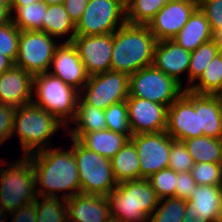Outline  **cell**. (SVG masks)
<instances>
[{
  "mask_svg": "<svg viewBox=\"0 0 222 222\" xmlns=\"http://www.w3.org/2000/svg\"><path fill=\"white\" fill-rule=\"evenodd\" d=\"M213 40H214L218 45H221V44H222V29L217 30V31L213 34Z\"/></svg>",
  "mask_w": 222,
  "mask_h": 222,
  "instance_id": "681fc988",
  "label": "cell"
},
{
  "mask_svg": "<svg viewBox=\"0 0 222 222\" xmlns=\"http://www.w3.org/2000/svg\"><path fill=\"white\" fill-rule=\"evenodd\" d=\"M15 63L7 56L0 53V75L9 70Z\"/></svg>",
  "mask_w": 222,
  "mask_h": 222,
  "instance_id": "bcb514c9",
  "label": "cell"
},
{
  "mask_svg": "<svg viewBox=\"0 0 222 222\" xmlns=\"http://www.w3.org/2000/svg\"><path fill=\"white\" fill-rule=\"evenodd\" d=\"M82 94H85L81 98L87 104L105 110L110 105L128 98L129 75L113 70L91 75L82 88L80 96H83Z\"/></svg>",
  "mask_w": 222,
  "mask_h": 222,
  "instance_id": "30bf717a",
  "label": "cell"
},
{
  "mask_svg": "<svg viewBox=\"0 0 222 222\" xmlns=\"http://www.w3.org/2000/svg\"><path fill=\"white\" fill-rule=\"evenodd\" d=\"M46 10L47 4L42 0L24 6H11V12L16 13L12 14V23L20 31H43Z\"/></svg>",
  "mask_w": 222,
  "mask_h": 222,
  "instance_id": "f1b7e54d",
  "label": "cell"
},
{
  "mask_svg": "<svg viewBox=\"0 0 222 222\" xmlns=\"http://www.w3.org/2000/svg\"><path fill=\"white\" fill-rule=\"evenodd\" d=\"M108 222H126L125 220L123 219H118V218H115V217H110Z\"/></svg>",
  "mask_w": 222,
  "mask_h": 222,
  "instance_id": "11a10c76",
  "label": "cell"
},
{
  "mask_svg": "<svg viewBox=\"0 0 222 222\" xmlns=\"http://www.w3.org/2000/svg\"><path fill=\"white\" fill-rule=\"evenodd\" d=\"M43 31H21L15 65L33 76L49 71L59 44Z\"/></svg>",
  "mask_w": 222,
  "mask_h": 222,
  "instance_id": "8fae6325",
  "label": "cell"
},
{
  "mask_svg": "<svg viewBox=\"0 0 222 222\" xmlns=\"http://www.w3.org/2000/svg\"><path fill=\"white\" fill-rule=\"evenodd\" d=\"M0 3L6 5L11 10L12 0H0Z\"/></svg>",
  "mask_w": 222,
  "mask_h": 222,
  "instance_id": "db71d44e",
  "label": "cell"
},
{
  "mask_svg": "<svg viewBox=\"0 0 222 222\" xmlns=\"http://www.w3.org/2000/svg\"><path fill=\"white\" fill-rule=\"evenodd\" d=\"M10 214L12 216L11 222H36V204L33 202L22 206Z\"/></svg>",
  "mask_w": 222,
  "mask_h": 222,
  "instance_id": "ee69618b",
  "label": "cell"
},
{
  "mask_svg": "<svg viewBox=\"0 0 222 222\" xmlns=\"http://www.w3.org/2000/svg\"><path fill=\"white\" fill-rule=\"evenodd\" d=\"M126 103L132 135L166 130L167 106L139 97H128Z\"/></svg>",
  "mask_w": 222,
  "mask_h": 222,
  "instance_id": "2e32d148",
  "label": "cell"
},
{
  "mask_svg": "<svg viewBox=\"0 0 222 222\" xmlns=\"http://www.w3.org/2000/svg\"><path fill=\"white\" fill-rule=\"evenodd\" d=\"M39 0H12L11 6H24L31 3H35Z\"/></svg>",
  "mask_w": 222,
  "mask_h": 222,
  "instance_id": "c3c4849f",
  "label": "cell"
},
{
  "mask_svg": "<svg viewBox=\"0 0 222 222\" xmlns=\"http://www.w3.org/2000/svg\"><path fill=\"white\" fill-rule=\"evenodd\" d=\"M2 177H3V169L0 168V185H1Z\"/></svg>",
  "mask_w": 222,
  "mask_h": 222,
  "instance_id": "6f0895ef",
  "label": "cell"
},
{
  "mask_svg": "<svg viewBox=\"0 0 222 222\" xmlns=\"http://www.w3.org/2000/svg\"><path fill=\"white\" fill-rule=\"evenodd\" d=\"M28 156L33 165L37 196L58 197L56 192L60 191L63 192L61 199L67 200L81 194L78 168L71 148L66 151L52 147Z\"/></svg>",
  "mask_w": 222,
  "mask_h": 222,
  "instance_id": "6da1fadb",
  "label": "cell"
},
{
  "mask_svg": "<svg viewBox=\"0 0 222 222\" xmlns=\"http://www.w3.org/2000/svg\"><path fill=\"white\" fill-rule=\"evenodd\" d=\"M126 23V0H90L76 23V36L113 33Z\"/></svg>",
  "mask_w": 222,
  "mask_h": 222,
  "instance_id": "9c48e42d",
  "label": "cell"
},
{
  "mask_svg": "<svg viewBox=\"0 0 222 222\" xmlns=\"http://www.w3.org/2000/svg\"><path fill=\"white\" fill-rule=\"evenodd\" d=\"M15 110L12 106L0 104V145L12 136Z\"/></svg>",
  "mask_w": 222,
  "mask_h": 222,
  "instance_id": "60d3db41",
  "label": "cell"
},
{
  "mask_svg": "<svg viewBox=\"0 0 222 222\" xmlns=\"http://www.w3.org/2000/svg\"><path fill=\"white\" fill-rule=\"evenodd\" d=\"M190 172L197 185L222 186V164L194 163Z\"/></svg>",
  "mask_w": 222,
  "mask_h": 222,
  "instance_id": "8d00e7d4",
  "label": "cell"
},
{
  "mask_svg": "<svg viewBox=\"0 0 222 222\" xmlns=\"http://www.w3.org/2000/svg\"><path fill=\"white\" fill-rule=\"evenodd\" d=\"M218 54V44L213 39L201 44L197 49L191 52L187 76V88L196 82L208 66L209 62Z\"/></svg>",
  "mask_w": 222,
  "mask_h": 222,
  "instance_id": "1f68e13d",
  "label": "cell"
},
{
  "mask_svg": "<svg viewBox=\"0 0 222 222\" xmlns=\"http://www.w3.org/2000/svg\"><path fill=\"white\" fill-rule=\"evenodd\" d=\"M107 199L111 216L126 222H147L159 202L148 179L117 183Z\"/></svg>",
  "mask_w": 222,
  "mask_h": 222,
  "instance_id": "3957f363",
  "label": "cell"
},
{
  "mask_svg": "<svg viewBox=\"0 0 222 222\" xmlns=\"http://www.w3.org/2000/svg\"><path fill=\"white\" fill-rule=\"evenodd\" d=\"M199 131L222 139V104L213 95L199 94Z\"/></svg>",
  "mask_w": 222,
  "mask_h": 222,
  "instance_id": "d4e9b609",
  "label": "cell"
},
{
  "mask_svg": "<svg viewBox=\"0 0 222 222\" xmlns=\"http://www.w3.org/2000/svg\"><path fill=\"white\" fill-rule=\"evenodd\" d=\"M71 42L89 76L111 70L113 33L75 36Z\"/></svg>",
  "mask_w": 222,
  "mask_h": 222,
  "instance_id": "5bb4252c",
  "label": "cell"
},
{
  "mask_svg": "<svg viewBox=\"0 0 222 222\" xmlns=\"http://www.w3.org/2000/svg\"><path fill=\"white\" fill-rule=\"evenodd\" d=\"M129 140L130 138L127 135L107 129L84 133L78 139L88 150L96 152L110 160Z\"/></svg>",
  "mask_w": 222,
  "mask_h": 222,
  "instance_id": "603a6c76",
  "label": "cell"
},
{
  "mask_svg": "<svg viewBox=\"0 0 222 222\" xmlns=\"http://www.w3.org/2000/svg\"><path fill=\"white\" fill-rule=\"evenodd\" d=\"M43 200H39V199ZM60 197H39L36 204V222H68L66 200Z\"/></svg>",
  "mask_w": 222,
  "mask_h": 222,
  "instance_id": "d6a6232c",
  "label": "cell"
},
{
  "mask_svg": "<svg viewBox=\"0 0 222 222\" xmlns=\"http://www.w3.org/2000/svg\"><path fill=\"white\" fill-rule=\"evenodd\" d=\"M64 124L33 102L16 108L12 135L16 132L25 156L47 149L51 137Z\"/></svg>",
  "mask_w": 222,
  "mask_h": 222,
  "instance_id": "277c9868",
  "label": "cell"
},
{
  "mask_svg": "<svg viewBox=\"0 0 222 222\" xmlns=\"http://www.w3.org/2000/svg\"><path fill=\"white\" fill-rule=\"evenodd\" d=\"M157 42L147 25L121 26L113 32L111 70L131 75L152 66Z\"/></svg>",
  "mask_w": 222,
  "mask_h": 222,
  "instance_id": "7a4b0ae2",
  "label": "cell"
},
{
  "mask_svg": "<svg viewBox=\"0 0 222 222\" xmlns=\"http://www.w3.org/2000/svg\"><path fill=\"white\" fill-rule=\"evenodd\" d=\"M191 52L173 40L158 41L154 51L153 66L183 85L180 75L188 74Z\"/></svg>",
  "mask_w": 222,
  "mask_h": 222,
  "instance_id": "ffe728a7",
  "label": "cell"
},
{
  "mask_svg": "<svg viewBox=\"0 0 222 222\" xmlns=\"http://www.w3.org/2000/svg\"><path fill=\"white\" fill-rule=\"evenodd\" d=\"M66 206L68 222H108L111 217L107 196L78 194Z\"/></svg>",
  "mask_w": 222,
  "mask_h": 222,
  "instance_id": "d6986e66",
  "label": "cell"
},
{
  "mask_svg": "<svg viewBox=\"0 0 222 222\" xmlns=\"http://www.w3.org/2000/svg\"><path fill=\"white\" fill-rule=\"evenodd\" d=\"M175 79L153 65L129 75V96L169 107L185 90Z\"/></svg>",
  "mask_w": 222,
  "mask_h": 222,
  "instance_id": "ba28073f",
  "label": "cell"
},
{
  "mask_svg": "<svg viewBox=\"0 0 222 222\" xmlns=\"http://www.w3.org/2000/svg\"><path fill=\"white\" fill-rule=\"evenodd\" d=\"M117 183L140 179V163L137 150L129 140L110 160Z\"/></svg>",
  "mask_w": 222,
  "mask_h": 222,
  "instance_id": "484cf974",
  "label": "cell"
},
{
  "mask_svg": "<svg viewBox=\"0 0 222 222\" xmlns=\"http://www.w3.org/2000/svg\"><path fill=\"white\" fill-rule=\"evenodd\" d=\"M35 174L32 161L25 156L3 168L0 185V206L6 212L33 203L37 199Z\"/></svg>",
  "mask_w": 222,
  "mask_h": 222,
  "instance_id": "8992f818",
  "label": "cell"
},
{
  "mask_svg": "<svg viewBox=\"0 0 222 222\" xmlns=\"http://www.w3.org/2000/svg\"><path fill=\"white\" fill-rule=\"evenodd\" d=\"M222 186L197 185L187 200L186 210L195 218L201 215L208 222H219Z\"/></svg>",
  "mask_w": 222,
  "mask_h": 222,
  "instance_id": "44dd1931",
  "label": "cell"
},
{
  "mask_svg": "<svg viewBox=\"0 0 222 222\" xmlns=\"http://www.w3.org/2000/svg\"><path fill=\"white\" fill-rule=\"evenodd\" d=\"M89 1L90 0H64V8L75 24L82 17Z\"/></svg>",
  "mask_w": 222,
  "mask_h": 222,
  "instance_id": "7bdbcfd3",
  "label": "cell"
},
{
  "mask_svg": "<svg viewBox=\"0 0 222 222\" xmlns=\"http://www.w3.org/2000/svg\"><path fill=\"white\" fill-rule=\"evenodd\" d=\"M33 75L14 65L0 75V104L19 108L32 102Z\"/></svg>",
  "mask_w": 222,
  "mask_h": 222,
  "instance_id": "ac0fdd59",
  "label": "cell"
},
{
  "mask_svg": "<svg viewBox=\"0 0 222 222\" xmlns=\"http://www.w3.org/2000/svg\"><path fill=\"white\" fill-rule=\"evenodd\" d=\"M73 122L77 125L68 130V134L76 140L84 133L107 129L105 111L87 104L81 96L78 98L77 112Z\"/></svg>",
  "mask_w": 222,
  "mask_h": 222,
  "instance_id": "cb8c5ba5",
  "label": "cell"
},
{
  "mask_svg": "<svg viewBox=\"0 0 222 222\" xmlns=\"http://www.w3.org/2000/svg\"><path fill=\"white\" fill-rule=\"evenodd\" d=\"M167 0H126V22L130 25H148Z\"/></svg>",
  "mask_w": 222,
  "mask_h": 222,
  "instance_id": "f546056e",
  "label": "cell"
},
{
  "mask_svg": "<svg viewBox=\"0 0 222 222\" xmlns=\"http://www.w3.org/2000/svg\"><path fill=\"white\" fill-rule=\"evenodd\" d=\"M213 39V32L205 14L198 7L190 16L188 22L174 37L173 41L189 52L201 44Z\"/></svg>",
  "mask_w": 222,
  "mask_h": 222,
  "instance_id": "7402d4cb",
  "label": "cell"
},
{
  "mask_svg": "<svg viewBox=\"0 0 222 222\" xmlns=\"http://www.w3.org/2000/svg\"><path fill=\"white\" fill-rule=\"evenodd\" d=\"M42 1H44L47 5L61 4L64 2V0H42Z\"/></svg>",
  "mask_w": 222,
  "mask_h": 222,
  "instance_id": "f5cc1de1",
  "label": "cell"
},
{
  "mask_svg": "<svg viewBox=\"0 0 222 222\" xmlns=\"http://www.w3.org/2000/svg\"><path fill=\"white\" fill-rule=\"evenodd\" d=\"M196 187L197 184L190 171L177 173L175 197L183 200H189Z\"/></svg>",
  "mask_w": 222,
  "mask_h": 222,
  "instance_id": "b9f144b4",
  "label": "cell"
},
{
  "mask_svg": "<svg viewBox=\"0 0 222 222\" xmlns=\"http://www.w3.org/2000/svg\"><path fill=\"white\" fill-rule=\"evenodd\" d=\"M218 48H219V54H220L221 57H222V44H221V45H218Z\"/></svg>",
  "mask_w": 222,
  "mask_h": 222,
  "instance_id": "680465c9",
  "label": "cell"
},
{
  "mask_svg": "<svg viewBox=\"0 0 222 222\" xmlns=\"http://www.w3.org/2000/svg\"><path fill=\"white\" fill-rule=\"evenodd\" d=\"M159 199L175 197L177 173L170 168L160 170L147 178Z\"/></svg>",
  "mask_w": 222,
  "mask_h": 222,
  "instance_id": "d590c367",
  "label": "cell"
},
{
  "mask_svg": "<svg viewBox=\"0 0 222 222\" xmlns=\"http://www.w3.org/2000/svg\"><path fill=\"white\" fill-rule=\"evenodd\" d=\"M104 111L107 130L132 137L126 100L112 104Z\"/></svg>",
  "mask_w": 222,
  "mask_h": 222,
  "instance_id": "e575fe53",
  "label": "cell"
},
{
  "mask_svg": "<svg viewBox=\"0 0 222 222\" xmlns=\"http://www.w3.org/2000/svg\"><path fill=\"white\" fill-rule=\"evenodd\" d=\"M165 131L178 141L203 136L199 131V94L186 89L168 107Z\"/></svg>",
  "mask_w": 222,
  "mask_h": 222,
  "instance_id": "7c38bea8",
  "label": "cell"
},
{
  "mask_svg": "<svg viewBox=\"0 0 222 222\" xmlns=\"http://www.w3.org/2000/svg\"><path fill=\"white\" fill-rule=\"evenodd\" d=\"M51 69L54 71H50ZM48 72L60 78L65 84L74 87L79 92H81L89 78L85 66L72 42L59 44L53 55Z\"/></svg>",
  "mask_w": 222,
  "mask_h": 222,
  "instance_id": "e0dca14e",
  "label": "cell"
},
{
  "mask_svg": "<svg viewBox=\"0 0 222 222\" xmlns=\"http://www.w3.org/2000/svg\"><path fill=\"white\" fill-rule=\"evenodd\" d=\"M198 7L205 14L213 34L222 29V0H198Z\"/></svg>",
  "mask_w": 222,
  "mask_h": 222,
  "instance_id": "ab89813d",
  "label": "cell"
},
{
  "mask_svg": "<svg viewBox=\"0 0 222 222\" xmlns=\"http://www.w3.org/2000/svg\"><path fill=\"white\" fill-rule=\"evenodd\" d=\"M182 222H208V221L205 220L201 215L195 218L191 210H186L184 217L182 218Z\"/></svg>",
  "mask_w": 222,
  "mask_h": 222,
  "instance_id": "7dc6e473",
  "label": "cell"
},
{
  "mask_svg": "<svg viewBox=\"0 0 222 222\" xmlns=\"http://www.w3.org/2000/svg\"><path fill=\"white\" fill-rule=\"evenodd\" d=\"M174 139L166 131L132 135L140 163V179L168 168L171 142Z\"/></svg>",
  "mask_w": 222,
  "mask_h": 222,
  "instance_id": "4fadbf2b",
  "label": "cell"
},
{
  "mask_svg": "<svg viewBox=\"0 0 222 222\" xmlns=\"http://www.w3.org/2000/svg\"><path fill=\"white\" fill-rule=\"evenodd\" d=\"M43 32L51 37H60L71 32L65 42H71L76 36V24L68 16L63 3L47 5L46 14L43 18Z\"/></svg>",
  "mask_w": 222,
  "mask_h": 222,
  "instance_id": "4316f807",
  "label": "cell"
},
{
  "mask_svg": "<svg viewBox=\"0 0 222 222\" xmlns=\"http://www.w3.org/2000/svg\"><path fill=\"white\" fill-rule=\"evenodd\" d=\"M7 214H10L9 212H6L1 206H0V222H6ZM3 216H5V218H3Z\"/></svg>",
  "mask_w": 222,
  "mask_h": 222,
  "instance_id": "816d5d0a",
  "label": "cell"
},
{
  "mask_svg": "<svg viewBox=\"0 0 222 222\" xmlns=\"http://www.w3.org/2000/svg\"><path fill=\"white\" fill-rule=\"evenodd\" d=\"M71 149L76 160L81 194L107 196L117 187L110 159L88 150L78 140L71 138Z\"/></svg>",
  "mask_w": 222,
  "mask_h": 222,
  "instance_id": "52a82bcc",
  "label": "cell"
},
{
  "mask_svg": "<svg viewBox=\"0 0 222 222\" xmlns=\"http://www.w3.org/2000/svg\"><path fill=\"white\" fill-rule=\"evenodd\" d=\"M12 22V12L6 6L0 3V25Z\"/></svg>",
  "mask_w": 222,
  "mask_h": 222,
  "instance_id": "f6af8a7d",
  "label": "cell"
},
{
  "mask_svg": "<svg viewBox=\"0 0 222 222\" xmlns=\"http://www.w3.org/2000/svg\"><path fill=\"white\" fill-rule=\"evenodd\" d=\"M194 166V161L185 144L182 141L173 140L171 142V152L169 155L168 168L176 173L188 172Z\"/></svg>",
  "mask_w": 222,
  "mask_h": 222,
  "instance_id": "f35d334b",
  "label": "cell"
},
{
  "mask_svg": "<svg viewBox=\"0 0 222 222\" xmlns=\"http://www.w3.org/2000/svg\"><path fill=\"white\" fill-rule=\"evenodd\" d=\"M169 1H198V0H167V2Z\"/></svg>",
  "mask_w": 222,
  "mask_h": 222,
  "instance_id": "91938a15",
  "label": "cell"
},
{
  "mask_svg": "<svg viewBox=\"0 0 222 222\" xmlns=\"http://www.w3.org/2000/svg\"><path fill=\"white\" fill-rule=\"evenodd\" d=\"M219 222H222V196H221V204H220V216H219Z\"/></svg>",
  "mask_w": 222,
  "mask_h": 222,
  "instance_id": "9f6ffc18",
  "label": "cell"
},
{
  "mask_svg": "<svg viewBox=\"0 0 222 222\" xmlns=\"http://www.w3.org/2000/svg\"><path fill=\"white\" fill-rule=\"evenodd\" d=\"M186 205L187 200L177 197L159 199L157 207L148 218V222H182Z\"/></svg>",
  "mask_w": 222,
  "mask_h": 222,
  "instance_id": "836d02e7",
  "label": "cell"
},
{
  "mask_svg": "<svg viewBox=\"0 0 222 222\" xmlns=\"http://www.w3.org/2000/svg\"><path fill=\"white\" fill-rule=\"evenodd\" d=\"M194 163L222 164V139L208 136L195 137L182 141Z\"/></svg>",
  "mask_w": 222,
  "mask_h": 222,
  "instance_id": "83f0119b",
  "label": "cell"
},
{
  "mask_svg": "<svg viewBox=\"0 0 222 222\" xmlns=\"http://www.w3.org/2000/svg\"><path fill=\"white\" fill-rule=\"evenodd\" d=\"M33 88L38 99L32 100L35 105L54 115L66 128L68 122L74 121L80 96L78 90L49 72L35 75Z\"/></svg>",
  "mask_w": 222,
  "mask_h": 222,
  "instance_id": "5b68a950",
  "label": "cell"
},
{
  "mask_svg": "<svg viewBox=\"0 0 222 222\" xmlns=\"http://www.w3.org/2000/svg\"><path fill=\"white\" fill-rule=\"evenodd\" d=\"M213 96L222 104V83Z\"/></svg>",
  "mask_w": 222,
  "mask_h": 222,
  "instance_id": "f907efd6",
  "label": "cell"
},
{
  "mask_svg": "<svg viewBox=\"0 0 222 222\" xmlns=\"http://www.w3.org/2000/svg\"><path fill=\"white\" fill-rule=\"evenodd\" d=\"M20 32L12 22L0 25V53L14 63L18 54Z\"/></svg>",
  "mask_w": 222,
  "mask_h": 222,
  "instance_id": "74e56055",
  "label": "cell"
},
{
  "mask_svg": "<svg viewBox=\"0 0 222 222\" xmlns=\"http://www.w3.org/2000/svg\"><path fill=\"white\" fill-rule=\"evenodd\" d=\"M187 90L196 94L213 95L222 83V57L216 55L201 76Z\"/></svg>",
  "mask_w": 222,
  "mask_h": 222,
  "instance_id": "4dcf8cb0",
  "label": "cell"
},
{
  "mask_svg": "<svg viewBox=\"0 0 222 222\" xmlns=\"http://www.w3.org/2000/svg\"><path fill=\"white\" fill-rule=\"evenodd\" d=\"M198 8V1H169L148 23L157 41L173 40Z\"/></svg>",
  "mask_w": 222,
  "mask_h": 222,
  "instance_id": "9a60e30c",
  "label": "cell"
}]
</instances>
